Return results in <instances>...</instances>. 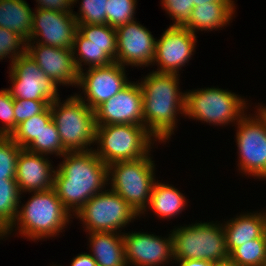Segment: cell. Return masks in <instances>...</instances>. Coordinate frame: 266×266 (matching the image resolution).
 Masks as SVG:
<instances>
[{"instance_id": "obj_1", "label": "cell", "mask_w": 266, "mask_h": 266, "mask_svg": "<svg viewBox=\"0 0 266 266\" xmlns=\"http://www.w3.org/2000/svg\"><path fill=\"white\" fill-rule=\"evenodd\" d=\"M62 157L64 160L54 173L53 189L63 206L76 214L108 184V165L98 158L94 150L66 152Z\"/></svg>"}, {"instance_id": "obj_2", "label": "cell", "mask_w": 266, "mask_h": 266, "mask_svg": "<svg viewBox=\"0 0 266 266\" xmlns=\"http://www.w3.org/2000/svg\"><path fill=\"white\" fill-rule=\"evenodd\" d=\"M178 75L152 71L139 83L143 94V126L161 142L174 134L177 114H185V93L179 91Z\"/></svg>"}, {"instance_id": "obj_3", "label": "cell", "mask_w": 266, "mask_h": 266, "mask_svg": "<svg viewBox=\"0 0 266 266\" xmlns=\"http://www.w3.org/2000/svg\"><path fill=\"white\" fill-rule=\"evenodd\" d=\"M18 208L21 209L6 234H11L17 224L19 235L33 241L59 235L72 218L53 188L34 192L30 200Z\"/></svg>"}, {"instance_id": "obj_4", "label": "cell", "mask_w": 266, "mask_h": 266, "mask_svg": "<svg viewBox=\"0 0 266 266\" xmlns=\"http://www.w3.org/2000/svg\"><path fill=\"white\" fill-rule=\"evenodd\" d=\"M60 98L50 104L52 120L67 152H86L95 142V112L77 95L62 104ZM89 146V147H88Z\"/></svg>"}, {"instance_id": "obj_5", "label": "cell", "mask_w": 266, "mask_h": 266, "mask_svg": "<svg viewBox=\"0 0 266 266\" xmlns=\"http://www.w3.org/2000/svg\"><path fill=\"white\" fill-rule=\"evenodd\" d=\"M153 136L144 126L132 124H112L96 126L95 153L105 164L131 161L150 153Z\"/></svg>"}, {"instance_id": "obj_6", "label": "cell", "mask_w": 266, "mask_h": 266, "mask_svg": "<svg viewBox=\"0 0 266 266\" xmlns=\"http://www.w3.org/2000/svg\"><path fill=\"white\" fill-rule=\"evenodd\" d=\"M151 159L148 153L136 160L119 161L108 165L111 190L126 201L139 217L147 209L156 181L153 175L155 165Z\"/></svg>"}, {"instance_id": "obj_7", "label": "cell", "mask_w": 266, "mask_h": 266, "mask_svg": "<svg viewBox=\"0 0 266 266\" xmlns=\"http://www.w3.org/2000/svg\"><path fill=\"white\" fill-rule=\"evenodd\" d=\"M174 260L224 261L229 258L223 224L195 223L172 230Z\"/></svg>"}, {"instance_id": "obj_8", "label": "cell", "mask_w": 266, "mask_h": 266, "mask_svg": "<svg viewBox=\"0 0 266 266\" xmlns=\"http://www.w3.org/2000/svg\"><path fill=\"white\" fill-rule=\"evenodd\" d=\"M241 96L220 88H201L185 92V114L189 118L214 125L236 123L245 115L247 108Z\"/></svg>"}, {"instance_id": "obj_9", "label": "cell", "mask_w": 266, "mask_h": 266, "mask_svg": "<svg viewBox=\"0 0 266 266\" xmlns=\"http://www.w3.org/2000/svg\"><path fill=\"white\" fill-rule=\"evenodd\" d=\"M82 221L85 230L92 232H117L139 215L111 189L104 190L89 199L74 214Z\"/></svg>"}, {"instance_id": "obj_10", "label": "cell", "mask_w": 266, "mask_h": 266, "mask_svg": "<svg viewBox=\"0 0 266 266\" xmlns=\"http://www.w3.org/2000/svg\"><path fill=\"white\" fill-rule=\"evenodd\" d=\"M258 113V114H257ZM237 123L236 145L239 150V170L244 174L266 178V120L259 112Z\"/></svg>"}, {"instance_id": "obj_11", "label": "cell", "mask_w": 266, "mask_h": 266, "mask_svg": "<svg viewBox=\"0 0 266 266\" xmlns=\"http://www.w3.org/2000/svg\"><path fill=\"white\" fill-rule=\"evenodd\" d=\"M9 89L14 99L54 102L59 99L58 87L25 52L10 64Z\"/></svg>"}, {"instance_id": "obj_12", "label": "cell", "mask_w": 266, "mask_h": 266, "mask_svg": "<svg viewBox=\"0 0 266 266\" xmlns=\"http://www.w3.org/2000/svg\"><path fill=\"white\" fill-rule=\"evenodd\" d=\"M87 69L85 73L79 72L77 86L82 88L87 99L83 100V97L78 94L77 96L92 110L115 96L130 83L126 77L125 67L117 62Z\"/></svg>"}, {"instance_id": "obj_13", "label": "cell", "mask_w": 266, "mask_h": 266, "mask_svg": "<svg viewBox=\"0 0 266 266\" xmlns=\"http://www.w3.org/2000/svg\"><path fill=\"white\" fill-rule=\"evenodd\" d=\"M117 54L115 62L122 66H147L155 58L156 41L151 32L136 20L116 28Z\"/></svg>"}, {"instance_id": "obj_14", "label": "cell", "mask_w": 266, "mask_h": 266, "mask_svg": "<svg viewBox=\"0 0 266 266\" xmlns=\"http://www.w3.org/2000/svg\"><path fill=\"white\" fill-rule=\"evenodd\" d=\"M96 126L132 124L143 126V94L138 83L130 82L124 89L95 110Z\"/></svg>"}, {"instance_id": "obj_15", "label": "cell", "mask_w": 266, "mask_h": 266, "mask_svg": "<svg viewBox=\"0 0 266 266\" xmlns=\"http://www.w3.org/2000/svg\"><path fill=\"white\" fill-rule=\"evenodd\" d=\"M77 30L78 24L73 13L36 9L33 12L29 41L33 40L37 41L36 43L57 48L72 49Z\"/></svg>"}, {"instance_id": "obj_16", "label": "cell", "mask_w": 266, "mask_h": 266, "mask_svg": "<svg viewBox=\"0 0 266 266\" xmlns=\"http://www.w3.org/2000/svg\"><path fill=\"white\" fill-rule=\"evenodd\" d=\"M197 39L196 35L183 26L170 25L156 41L155 58L159 73L178 74L181 67L189 62ZM160 67V68H159Z\"/></svg>"}, {"instance_id": "obj_17", "label": "cell", "mask_w": 266, "mask_h": 266, "mask_svg": "<svg viewBox=\"0 0 266 266\" xmlns=\"http://www.w3.org/2000/svg\"><path fill=\"white\" fill-rule=\"evenodd\" d=\"M123 241L128 266H164L174 259L172 234L162 238L149 233L131 232L123 234Z\"/></svg>"}, {"instance_id": "obj_18", "label": "cell", "mask_w": 266, "mask_h": 266, "mask_svg": "<svg viewBox=\"0 0 266 266\" xmlns=\"http://www.w3.org/2000/svg\"><path fill=\"white\" fill-rule=\"evenodd\" d=\"M26 42V53L57 85L78 86L79 72L72 49L57 48L40 43ZM76 84V85H75Z\"/></svg>"}, {"instance_id": "obj_19", "label": "cell", "mask_w": 266, "mask_h": 266, "mask_svg": "<svg viewBox=\"0 0 266 266\" xmlns=\"http://www.w3.org/2000/svg\"><path fill=\"white\" fill-rule=\"evenodd\" d=\"M46 156L22 149L17 159L15 180L20 192L51 190L55 169Z\"/></svg>"}, {"instance_id": "obj_20", "label": "cell", "mask_w": 266, "mask_h": 266, "mask_svg": "<svg viewBox=\"0 0 266 266\" xmlns=\"http://www.w3.org/2000/svg\"><path fill=\"white\" fill-rule=\"evenodd\" d=\"M223 225L229 255L242 244L260 238L266 232V213L240 214Z\"/></svg>"}, {"instance_id": "obj_21", "label": "cell", "mask_w": 266, "mask_h": 266, "mask_svg": "<svg viewBox=\"0 0 266 266\" xmlns=\"http://www.w3.org/2000/svg\"><path fill=\"white\" fill-rule=\"evenodd\" d=\"M235 11L234 3H208L195 6L183 25L194 35L197 30L212 31L230 23Z\"/></svg>"}, {"instance_id": "obj_22", "label": "cell", "mask_w": 266, "mask_h": 266, "mask_svg": "<svg viewBox=\"0 0 266 266\" xmlns=\"http://www.w3.org/2000/svg\"><path fill=\"white\" fill-rule=\"evenodd\" d=\"M91 255L97 266H127L123 232L89 233Z\"/></svg>"}, {"instance_id": "obj_23", "label": "cell", "mask_w": 266, "mask_h": 266, "mask_svg": "<svg viewBox=\"0 0 266 266\" xmlns=\"http://www.w3.org/2000/svg\"><path fill=\"white\" fill-rule=\"evenodd\" d=\"M77 50V55L75 54ZM74 62L78 72L84 71L83 65L89 68L106 66L115 62L117 45H96L85 43V37L77 30L72 45ZM76 55V56H75ZM79 56V57H78Z\"/></svg>"}, {"instance_id": "obj_24", "label": "cell", "mask_w": 266, "mask_h": 266, "mask_svg": "<svg viewBox=\"0 0 266 266\" xmlns=\"http://www.w3.org/2000/svg\"><path fill=\"white\" fill-rule=\"evenodd\" d=\"M33 11L25 0H0V27L20 35L26 42L32 31Z\"/></svg>"}, {"instance_id": "obj_25", "label": "cell", "mask_w": 266, "mask_h": 266, "mask_svg": "<svg viewBox=\"0 0 266 266\" xmlns=\"http://www.w3.org/2000/svg\"><path fill=\"white\" fill-rule=\"evenodd\" d=\"M148 205L158 217L169 219L180 214L187 202L174 186L155 181Z\"/></svg>"}, {"instance_id": "obj_26", "label": "cell", "mask_w": 266, "mask_h": 266, "mask_svg": "<svg viewBox=\"0 0 266 266\" xmlns=\"http://www.w3.org/2000/svg\"><path fill=\"white\" fill-rule=\"evenodd\" d=\"M21 194L15 179H0V226L5 231L17 216Z\"/></svg>"}, {"instance_id": "obj_27", "label": "cell", "mask_w": 266, "mask_h": 266, "mask_svg": "<svg viewBox=\"0 0 266 266\" xmlns=\"http://www.w3.org/2000/svg\"><path fill=\"white\" fill-rule=\"evenodd\" d=\"M51 120L52 114L49 105L42 113L34 115L18 124L16 130L10 137L18 146L26 149Z\"/></svg>"}, {"instance_id": "obj_28", "label": "cell", "mask_w": 266, "mask_h": 266, "mask_svg": "<svg viewBox=\"0 0 266 266\" xmlns=\"http://www.w3.org/2000/svg\"><path fill=\"white\" fill-rule=\"evenodd\" d=\"M229 258L240 266L266 265V232L257 239L237 247Z\"/></svg>"}, {"instance_id": "obj_29", "label": "cell", "mask_w": 266, "mask_h": 266, "mask_svg": "<svg viewBox=\"0 0 266 266\" xmlns=\"http://www.w3.org/2000/svg\"><path fill=\"white\" fill-rule=\"evenodd\" d=\"M26 150L40 155L56 154L61 157L67 152L61 143L58 129L53 120L42 129L39 136Z\"/></svg>"}, {"instance_id": "obj_30", "label": "cell", "mask_w": 266, "mask_h": 266, "mask_svg": "<svg viewBox=\"0 0 266 266\" xmlns=\"http://www.w3.org/2000/svg\"><path fill=\"white\" fill-rule=\"evenodd\" d=\"M21 150L10 136H0V179H15Z\"/></svg>"}, {"instance_id": "obj_31", "label": "cell", "mask_w": 266, "mask_h": 266, "mask_svg": "<svg viewBox=\"0 0 266 266\" xmlns=\"http://www.w3.org/2000/svg\"><path fill=\"white\" fill-rule=\"evenodd\" d=\"M137 0H108L106 24L117 28L133 21Z\"/></svg>"}, {"instance_id": "obj_32", "label": "cell", "mask_w": 266, "mask_h": 266, "mask_svg": "<svg viewBox=\"0 0 266 266\" xmlns=\"http://www.w3.org/2000/svg\"><path fill=\"white\" fill-rule=\"evenodd\" d=\"M78 31L85 37V43L117 45L116 29L108 24H78Z\"/></svg>"}, {"instance_id": "obj_33", "label": "cell", "mask_w": 266, "mask_h": 266, "mask_svg": "<svg viewBox=\"0 0 266 266\" xmlns=\"http://www.w3.org/2000/svg\"><path fill=\"white\" fill-rule=\"evenodd\" d=\"M108 0H81L80 13L73 15L77 24H106Z\"/></svg>"}, {"instance_id": "obj_34", "label": "cell", "mask_w": 266, "mask_h": 266, "mask_svg": "<svg viewBox=\"0 0 266 266\" xmlns=\"http://www.w3.org/2000/svg\"><path fill=\"white\" fill-rule=\"evenodd\" d=\"M25 52L26 41L17 33L0 27V60L5 59L7 56L9 59L11 58L12 64L14 60Z\"/></svg>"}, {"instance_id": "obj_35", "label": "cell", "mask_w": 266, "mask_h": 266, "mask_svg": "<svg viewBox=\"0 0 266 266\" xmlns=\"http://www.w3.org/2000/svg\"><path fill=\"white\" fill-rule=\"evenodd\" d=\"M0 136H11L15 131L14 98L9 89L0 90Z\"/></svg>"}, {"instance_id": "obj_36", "label": "cell", "mask_w": 266, "mask_h": 266, "mask_svg": "<svg viewBox=\"0 0 266 266\" xmlns=\"http://www.w3.org/2000/svg\"><path fill=\"white\" fill-rule=\"evenodd\" d=\"M51 103L26 99H14L15 130L22 121L42 113Z\"/></svg>"}, {"instance_id": "obj_37", "label": "cell", "mask_w": 266, "mask_h": 266, "mask_svg": "<svg viewBox=\"0 0 266 266\" xmlns=\"http://www.w3.org/2000/svg\"><path fill=\"white\" fill-rule=\"evenodd\" d=\"M161 4L172 20H175L173 26H183L194 8L193 0H162Z\"/></svg>"}, {"instance_id": "obj_38", "label": "cell", "mask_w": 266, "mask_h": 266, "mask_svg": "<svg viewBox=\"0 0 266 266\" xmlns=\"http://www.w3.org/2000/svg\"><path fill=\"white\" fill-rule=\"evenodd\" d=\"M76 1L78 0H37V9H47L63 13H73V10H70V7L71 5L73 6Z\"/></svg>"}, {"instance_id": "obj_39", "label": "cell", "mask_w": 266, "mask_h": 266, "mask_svg": "<svg viewBox=\"0 0 266 266\" xmlns=\"http://www.w3.org/2000/svg\"><path fill=\"white\" fill-rule=\"evenodd\" d=\"M71 266H97V263L91 254L82 253L73 258Z\"/></svg>"}, {"instance_id": "obj_40", "label": "cell", "mask_w": 266, "mask_h": 266, "mask_svg": "<svg viewBox=\"0 0 266 266\" xmlns=\"http://www.w3.org/2000/svg\"><path fill=\"white\" fill-rule=\"evenodd\" d=\"M179 263L180 266H213L214 262L208 260H198V259H189V260H175Z\"/></svg>"}, {"instance_id": "obj_41", "label": "cell", "mask_w": 266, "mask_h": 266, "mask_svg": "<svg viewBox=\"0 0 266 266\" xmlns=\"http://www.w3.org/2000/svg\"><path fill=\"white\" fill-rule=\"evenodd\" d=\"M208 3H234L233 0H193V5L199 6L200 4H208Z\"/></svg>"}, {"instance_id": "obj_42", "label": "cell", "mask_w": 266, "mask_h": 266, "mask_svg": "<svg viewBox=\"0 0 266 266\" xmlns=\"http://www.w3.org/2000/svg\"><path fill=\"white\" fill-rule=\"evenodd\" d=\"M213 266H240V265L232 261L230 258H228L224 261H219V262L214 263Z\"/></svg>"}, {"instance_id": "obj_43", "label": "cell", "mask_w": 266, "mask_h": 266, "mask_svg": "<svg viewBox=\"0 0 266 266\" xmlns=\"http://www.w3.org/2000/svg\"><path fill=\"white\" fill-rule=\"evenodd\" d=\"M261 116L266 120V106L259 105L258 111Z\"/></svg>"}, {"instance_id": "obj_44", "label": "cell", "mask_w": 266, "mask_h": 266, "mask_svg": "<svg viewBox=\"0 0 266 266\" xmlns=\"http://www.w3.org/2000/svg\"><path fill=\"white\" fill-rule=\"evenodd\" d=\"M7 234H6V231L0 226V239H3L4 238V236H6Z\"/></svg>"}]
</instances>
